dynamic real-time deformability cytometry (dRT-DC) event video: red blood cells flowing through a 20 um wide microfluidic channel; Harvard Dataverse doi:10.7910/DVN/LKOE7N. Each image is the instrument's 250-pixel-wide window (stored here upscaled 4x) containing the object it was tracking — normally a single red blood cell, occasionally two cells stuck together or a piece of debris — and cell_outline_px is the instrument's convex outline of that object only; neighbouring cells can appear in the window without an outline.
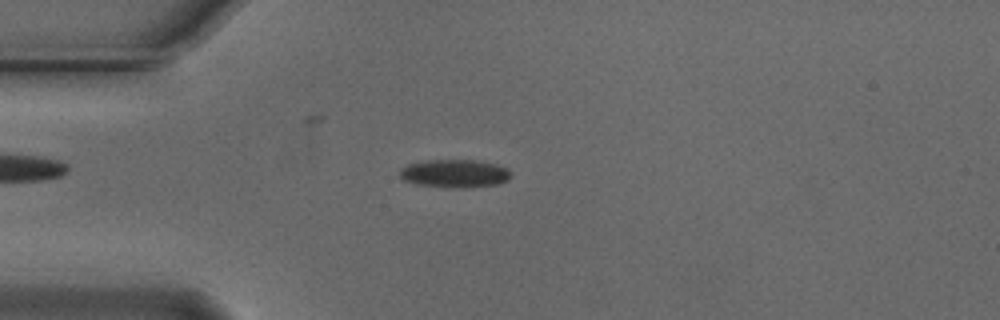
{"species": "Egyptian fruit bat (a non-hibernating species)", "species_latin": "Rousettus aegyptiacus", "temperature_condition": "cold", "stored_images_in_passage": 54, "camera_frame_rate_fps": 3000, "um_per_image_px": 0.085, "animal": {"sex": "male"}, "frame": {"image": 1, "passage_image": 14, "time_ms": 4.333, "image_size_px": [1000, 320], "cell_outline_px": [[508, 180], [496, 184], [460, 188], [452, 188], [416, 184], [404, 180], [400, 176], [400, 168], [408, 164], [424, 160], [472, 160], [496, 164], [508, 168]], "centroid_in_image_um": [38.59, 14.74], "position_along_channel_um": 46.4, "area_um2": 18.03}}
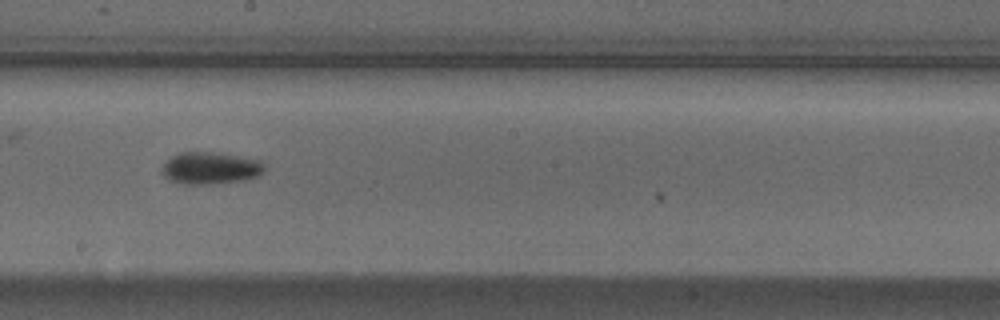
{"frame": {"image": 2, "passage_image": 30, "time_ms": 9.667, "image_size_px": [1000, 320], "cell_outline_px": [[264, 168], [256, 176], [244, 180], [208, 184], [184, 184], [168, 180], [164, 176], [164, 164], [172, 156], [180, 152], [220, 152], [260, 160], [264, 164]], "centroid_in_image_um": [17.88, 14.28], "position_along_channel_um": 230.3, "area_um2": 18.96}}
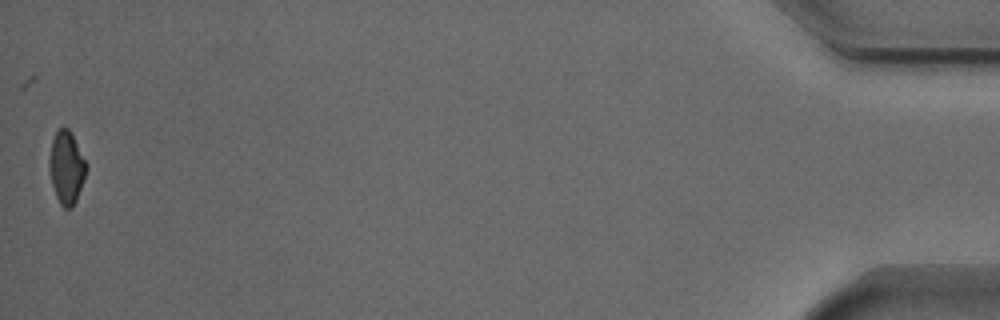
{"frame": {"image": 3, "passage_image": 54, "time_ms": 17.667, "image_size_px": [1000, 320], "cell_outline_px": [[88, 168], [76, 200], [72, 208], [64, 208], [60, 204], [56, 196], [52, 184], [48, 164], [48, 160], [52, 140], [56, 132], [60, 128], [68, 128], [88, 164]], "centroid_in_image_um": [5.65, 14.25], "position_along_channel_um": 429.5, "area_um2": 15.61}, "authors_computed_cell_mechanics": {"area_um2": 17.0221, "velocity_mm_per_s": 3.7448, "shape_relaxation_time_tau1_ms": 2.5254, "shape_relaxation_time_tau2_ms": null, "deformation_change_tau1": 0.108, "deformation_change_tau2": null}}